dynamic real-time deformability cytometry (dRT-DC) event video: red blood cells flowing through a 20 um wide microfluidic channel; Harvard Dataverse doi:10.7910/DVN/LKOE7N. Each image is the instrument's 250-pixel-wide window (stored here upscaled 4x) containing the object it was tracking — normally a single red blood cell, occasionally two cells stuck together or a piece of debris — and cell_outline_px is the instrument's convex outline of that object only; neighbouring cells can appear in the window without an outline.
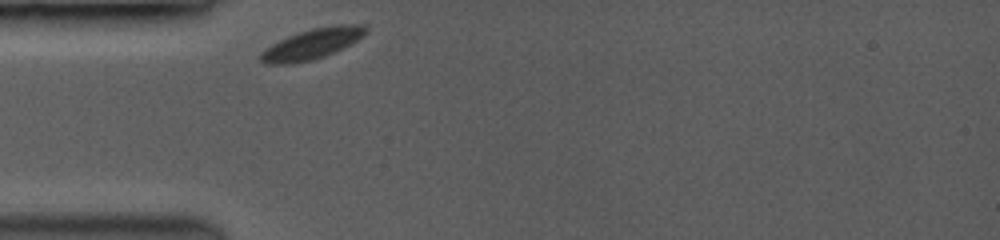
{"species": "common noctule bat (a hibernating species)", "species_latin": "Nyctalus noctula", "temperature_condition": "room temperature", "stored_images_in_passage": 25, "camera_frame_rate_fps": 3500, "um_per_image_px": 0.085, "animal": {"sex": "female", "body_mass_g": 19.0, "forearm_length_mm": 53.3}, "frame": {"image": 1, "passage_image": 1, "time_ms": 0.0, "image_size_px": [1000, 240], "cell_outline_px": [[368, 32], [364, 36], [324, 56], [312, 60], [288, 64], [264, 64], [260, 60], [260, 52], [264, 48], [288, 36], [312, 28], [336, 24], [364, 24], [368, 28]], "centroid_in_image_um": [26.52, 3.72], "position_along_channel_um": 58.5, "area_um2": 18.55}}
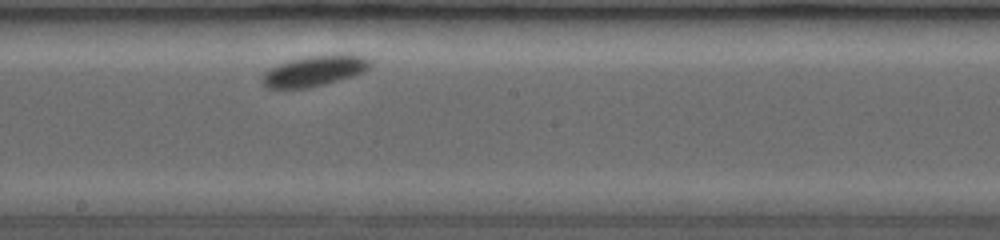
{"frame": {"image": 2, "passage_image": 13, "time_ms": 4.571, "image_size_px": [1000, 240], "cell_outline_px": [[372, 64], [368, 68], [352, 76], [324, 84], [300, 88], [268, 88], [260, 80], [264, 72], [280, 64], [292, 60], [308, 56], [364, 56], [372, 60]], "centroid_in_image_um": [26.69, 6.05], "position_along_channel_um": 221.5, "area_um2": 18.38}}
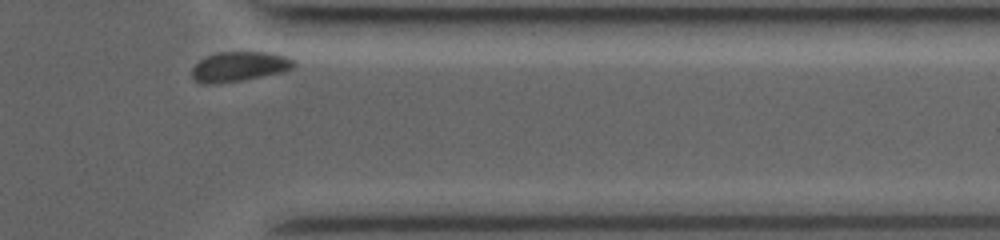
{"frame": {"image": 3, "passage_image": 25, "time_ms": 9.143, "image_size_px": [1000, 240], "cell_outline_px": [[296, 64], [292, 68], [280, 72], [236, 80], [212, 84], [200, 84], [192, 76], [192, 68], [200, 60], [208, 56], [220, 52], [264, 52], [284, 56], [292, 60]], "centroid_in_image_um": [20.28, 5.65], "position_along_channel_um": 391.1, "area_um2": 17.05}, "authors_computed_cell_mechanics": {"area_um2": 18.3804, "velocity_mm_per_s": 3.6598, "shape_relaxation_time_tau1_ms": 0.5758, "shape_relaxation_time_tau2_ms": null, "deformation_change_tau1": 0.0242, "deformation_change_tau2": null}}